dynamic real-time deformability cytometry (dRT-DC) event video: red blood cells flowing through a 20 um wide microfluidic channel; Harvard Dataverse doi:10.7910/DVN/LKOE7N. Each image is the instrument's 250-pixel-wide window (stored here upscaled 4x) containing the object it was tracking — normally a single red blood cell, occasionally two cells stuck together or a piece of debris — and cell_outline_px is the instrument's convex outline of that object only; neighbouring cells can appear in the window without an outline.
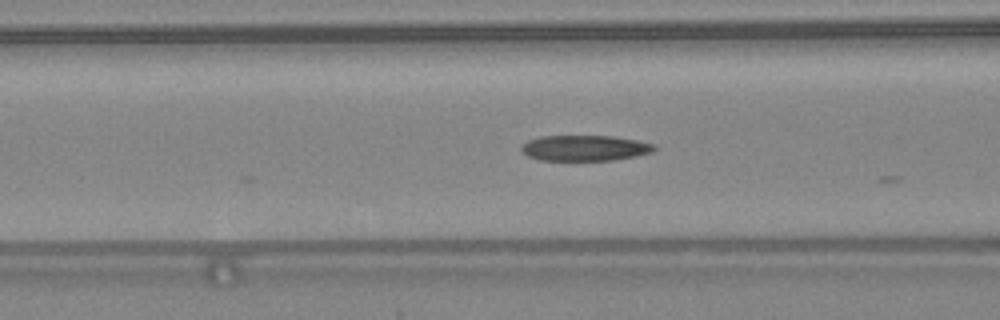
{"species": "common noctule bat (a hibernating species)", "species_latin": "Nyctalus noctula", "temperature_condition": "warm", "stored_images_in_passage": 9, "camera_frame_rate_fps": 3000, "um_per_image_px": 0.085, "animal": {"sex": "female", "body_mass_g": 24.6, "forearm_length_mm": 56.2}, "frame": {"image": 1, "passage_image": 8, "time_ms": 2.333, "image_size_px": [1000, 320], "cell_outline_px": [[656, 148], [652, 152], [636, 156], [612, 160], [540, 160], [528, 156], [520, 152], [520, 148], [528, 140], [540, 136], [612, 136], [640, 140], [652, 144]], "centroid_in_image_um": [49.69, 12.58], "position_along_channel_um": 116.9, "area_um2": 19.88}}